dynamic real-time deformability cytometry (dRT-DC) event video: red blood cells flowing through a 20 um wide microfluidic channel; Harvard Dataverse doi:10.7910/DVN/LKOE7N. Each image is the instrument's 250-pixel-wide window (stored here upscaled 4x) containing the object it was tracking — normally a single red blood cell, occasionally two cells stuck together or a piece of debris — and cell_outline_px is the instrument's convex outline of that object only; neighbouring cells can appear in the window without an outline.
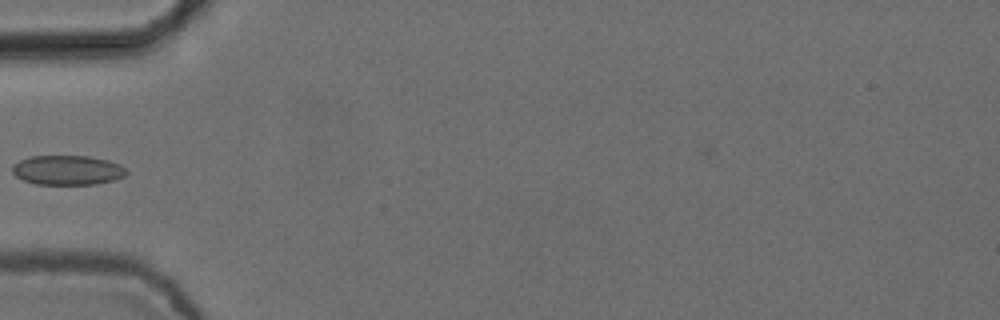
{"species": "common noctule bat (a hibernating species)", "species_latin": "Nyctalus noctula", "temperature_condition": "cold", "stored_images_in_passage": 6, "camera_frame_rate_fps": 3000, "um_per_image_px": 0.085, "animal": {"sex": "female", "body_mass_g": 24.6, "forearm_length_mm": 56.2}, "frame": {"image": 1, "passage_image": 5, "time_ms": 1.333, "image_size_px": [1000, 320], "cell_outline_px": [[128, 172], [124, 176], [116, 180], [96, 184], [36, 184], [24, 180], [16, 176], [12, 172], [12, 164], [20, 160], [32, 156], [88, 156], [108, 160], [120, 164]], "centroid_in_image_um": [5.75, 14.46], "position_along_channel_um": 79.3, "area_um2": 19.71}}
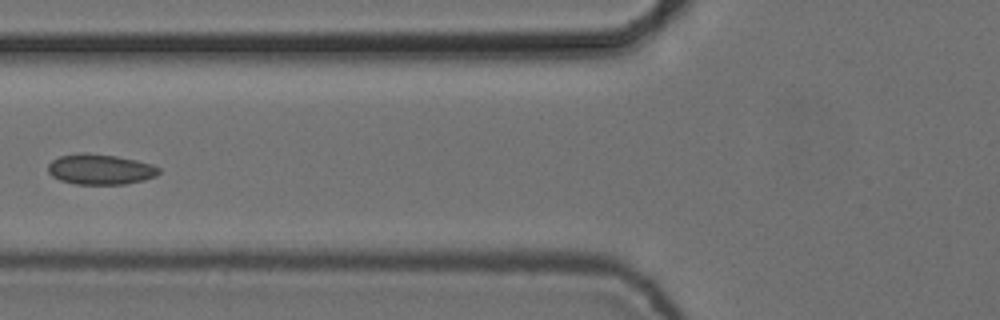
{"frame": {"image": 2, "passage_image": 6, "time_ms": 1.667, "image_size_px": [1000, 320], "cell_outline_px": [[160, 172], [156, 176], [144, 180], [124, 184], [76, 184], [60, 180], [52, 176], [48, 172], [48, 164], [52, 160], [60, 156], [76, 152], [84, 152], [116, 156], [136, 160], [152, 164], [160, 168]], "centroid_in_image_um": [8.51, 14.38], "position_along_channel_um": 117.3, "area_um2": 19.77}}